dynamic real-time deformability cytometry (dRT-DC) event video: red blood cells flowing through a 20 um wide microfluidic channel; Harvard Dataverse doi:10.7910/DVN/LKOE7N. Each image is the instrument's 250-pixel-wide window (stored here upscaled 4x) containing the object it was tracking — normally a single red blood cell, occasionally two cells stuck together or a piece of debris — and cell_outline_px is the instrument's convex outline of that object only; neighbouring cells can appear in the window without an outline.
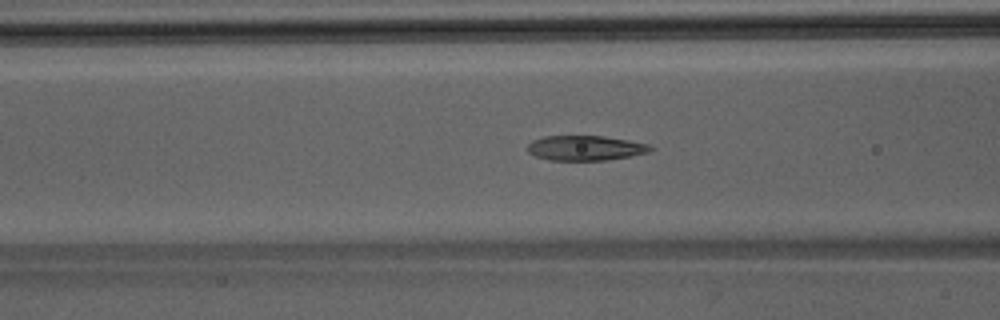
{"species": "Egyptian fruit bat (a non-hibernating species)", "species_latin": "Rousettus aegyptiacus", "temperature_condition": "room temperature", "stored_images_in_passage": 39, "camera_frame_rate_fps": 3000, "um_per_image_px": 0.085, "animal": {"sex": "male"}, "frame": {"image": 1, "passage_image": 10, "time_ms": 3.0, "image_size_px": [1000, 320], "cell_outline_px": [[656, 148], [648, 152], [608, 160], [548, 160], [536, 156], [528, 152], [528, 144], [532, 140], [544, 136], [604, 136], [628, 140], [648, 144]], "centroid_in_image_um": [49.75, 12.58], "position_along_channel_um": 116.8, "area_um2": 17.8}}
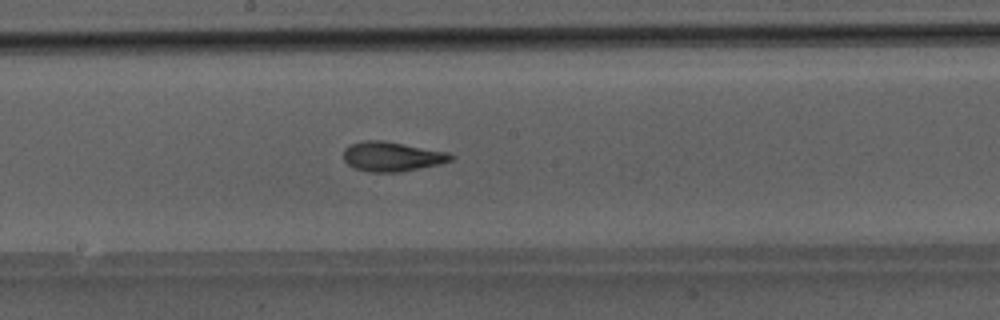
{"frame": {"image": 2, "passage_image": 17, "time_ms": 5.333, "image_size_px": [1000, 320], "cell_outline_px": [[456, 156], [452, 160], [440, 164], [400, 172], [368, 172], [352, 168], [344, 160], [344, 148], [352, 144], [364, 140], [384, 140], [448, 152]], "centroid_in_image_um": [33.32, 13.31], "position_along_channel_um": 214.9, "area_um2": 18.67}}
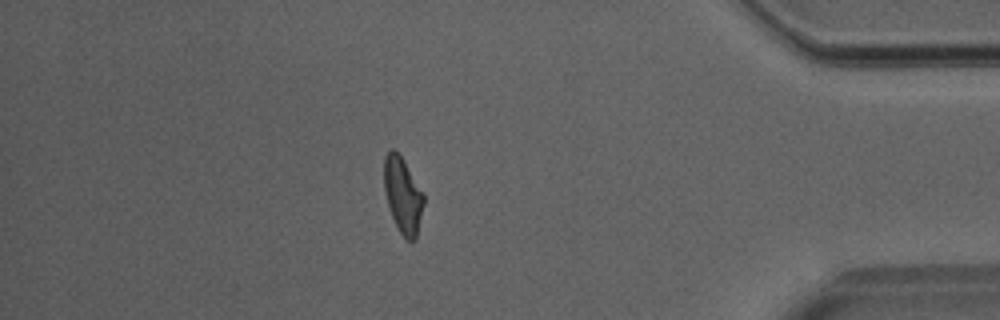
{"frame": {"image": 3, "passage_image": 33, "time_ms": 10.667, "image_size_px": [1000, 320], "cell_outline_px": [[424, 204], [416, 240], [408, 240], [400, 232], [392, 216], [384, 192], [384, 156], [392, 148], [404, 160], [424, 192]], "centroid_in_image_um": [34.25, 16.58], "position_along_channel_um": 400.9, "area_um2": 17.51}}